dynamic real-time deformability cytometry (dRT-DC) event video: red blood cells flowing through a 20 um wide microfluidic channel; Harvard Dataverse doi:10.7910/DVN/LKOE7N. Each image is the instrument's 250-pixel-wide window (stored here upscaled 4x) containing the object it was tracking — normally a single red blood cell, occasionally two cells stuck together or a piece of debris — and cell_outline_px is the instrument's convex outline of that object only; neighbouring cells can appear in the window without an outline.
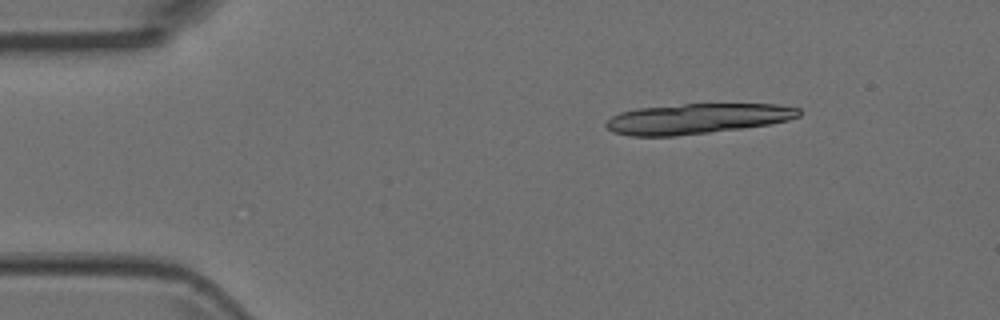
{"species": "Egyptian fruit bat (a non-hibernating species)", "species_latin": "Rousettus aegyptiacus", "temperature_condition": "room temperature", "stored_images_in_passage": 6, "camera_frame_rate_fps": 3000, "um_per_image_px": 0.085, "animal": {"sex": "female"}, "frame": {"image": 1, "passage_image": 2, "time_ms": 0.333, "image_size_px": [1000, 320], "cell_outline_px": [[800, 116], [788, 120], [768, 124], [740, 128], [676, 136], [632, 136], [612, 132], [604, 124], [612, 116], [620, 112], [636, 108], [684, 104], [776, 104], [800, 108]], "centroid_in_image_um": [59.23, 10.08], "position_along_channel_um": 25.8, "area_um2": 33.87}}
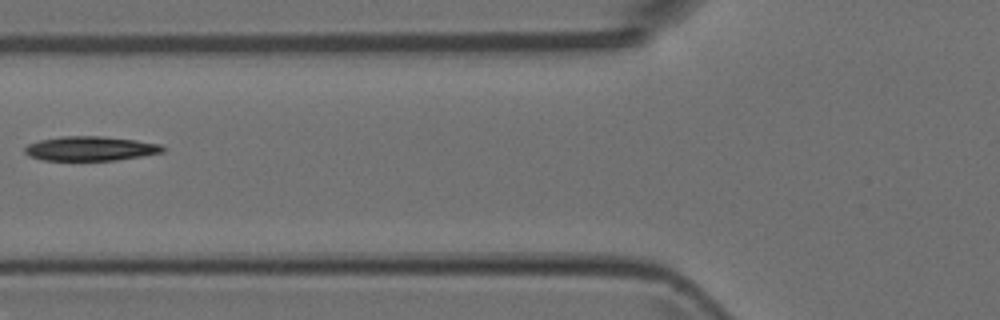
{"frame": {"image": 2, "passage_image": 6, "time_ms": 1.667, "image_size_px": [1000, 320], "cell_outline_px": [[164, 152], [116, 160], [44, 160], [28, 156], [24, 152], [24, 148], [28, 144], [40, 140], [60, 136], [100, 136], [136, 140], [160, 144], [164, 148]], "centroid_in_image_um": [7.66, 12.62], "position_along_channel_um": 118.1, "area_um2": 19.54}}